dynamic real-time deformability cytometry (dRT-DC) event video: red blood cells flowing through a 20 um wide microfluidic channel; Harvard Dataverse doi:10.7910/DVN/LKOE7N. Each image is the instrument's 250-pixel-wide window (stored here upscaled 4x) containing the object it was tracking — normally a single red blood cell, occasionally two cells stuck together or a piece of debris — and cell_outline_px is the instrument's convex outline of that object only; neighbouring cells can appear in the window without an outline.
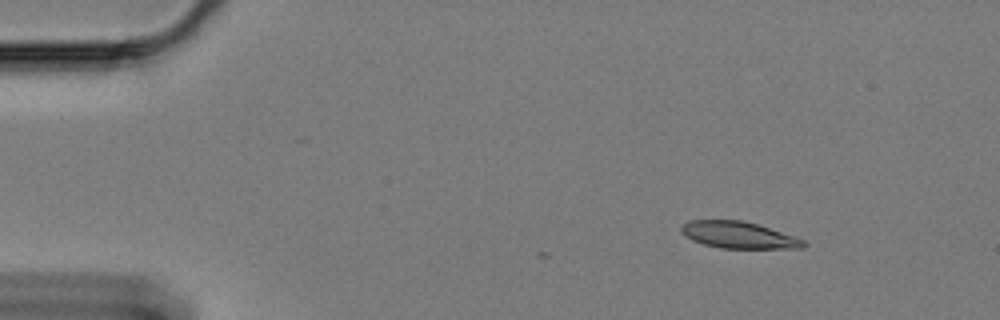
{"species": "Egyptian fruit bat (a non-hibernating species)", "species_latin": "Rousettus aegyptiacus", "temperature_condition": "cold", "stored_images_in_passage": 12, "camera_frame_rate_fps": 3000, "um_per_image_px": 0.085, "animal": {"sex": "female"}, "frame": {"image": 1, "passage_image": 1, "time_ms": 0.0, "image_size_px": [1000, 320], "cell_outline_px": [[808, 244], [804, 248], [720, 248], [704, 244], [692, 240], [680, 232], [680, 228], [684, 224], [692, 220], [740, 220], [756, 224], [796, 236], [804, 240]], "centroid_in_image_um": [62.81, 19.98], "position_along_channel_um": 22.2, "area_um2": 18.96}}